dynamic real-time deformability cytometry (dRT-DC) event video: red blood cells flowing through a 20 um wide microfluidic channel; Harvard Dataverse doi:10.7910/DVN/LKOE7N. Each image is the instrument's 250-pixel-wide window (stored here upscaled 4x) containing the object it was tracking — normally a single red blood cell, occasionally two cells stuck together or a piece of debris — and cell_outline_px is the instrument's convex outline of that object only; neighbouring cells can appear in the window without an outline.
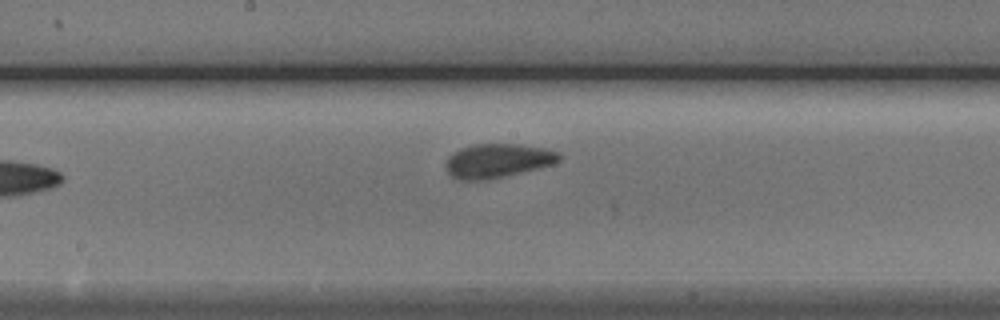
{"species": "Egyptian fruit bat (a non-hibernating species)", "species_latin": "Rousettus aegyptiacus", "temperature_condition": "cold", "stored_images_in_passage": 9, "camera_frame_rate_fps": 3000, "um_per_image_px": 0.085, "animal": {"sex": "male"}, "frame": {"image": 1, "passage_image": 9, "time_ms": 9.333, "image_size_px": [1000, 320], "cell_outline_px": [[560, 160], [552, 164], [488, 180], [456, 180], [448, 172], [448, 156], [452, 152], [460, 148], [476, 144], [520, 144], [544, 148], [556, 152], [560, 156]], "centroid_in_image_um": [42.26, 13.66], "position_along_channel_um": 205.9, "area_um2": 22.14}}